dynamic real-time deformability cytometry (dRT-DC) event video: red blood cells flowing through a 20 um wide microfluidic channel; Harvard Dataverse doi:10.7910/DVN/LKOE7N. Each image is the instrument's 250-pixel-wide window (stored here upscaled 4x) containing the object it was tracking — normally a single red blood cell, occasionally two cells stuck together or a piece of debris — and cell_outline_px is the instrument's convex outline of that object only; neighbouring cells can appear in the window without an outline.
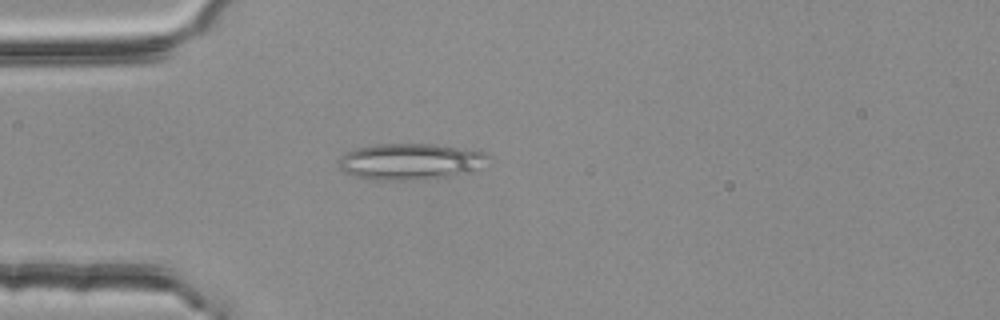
{"species": "common noctule bat (a hibernating species)", "species_latin": "Nyctalus noctula", "temperature_condition": "room temperature", "stored_images_in_passage": 1, "camera_frame_rate_fps": 3000, "um_per_image_px": 0.085, "animal": {"sex": "female", "body_mass_g": 25.1}, "frame": {"image": 1, "passage_image": 1, "time_ms": 0.0, "image_size_px": [1000, 320], "cell_outline_px": [[492, 156], [460, 176], [436, 180], [368, 180], [352, 176], [344, 172], [340, 168], [336, 160], [344, 152], [356, 148], [376, 144], [432, 144], [472, 148], [484, 152]], "centroid_in_image_um": [34.83, 13.75], "position_along_channel_um": 50.2, "area_um2": 32.48}}